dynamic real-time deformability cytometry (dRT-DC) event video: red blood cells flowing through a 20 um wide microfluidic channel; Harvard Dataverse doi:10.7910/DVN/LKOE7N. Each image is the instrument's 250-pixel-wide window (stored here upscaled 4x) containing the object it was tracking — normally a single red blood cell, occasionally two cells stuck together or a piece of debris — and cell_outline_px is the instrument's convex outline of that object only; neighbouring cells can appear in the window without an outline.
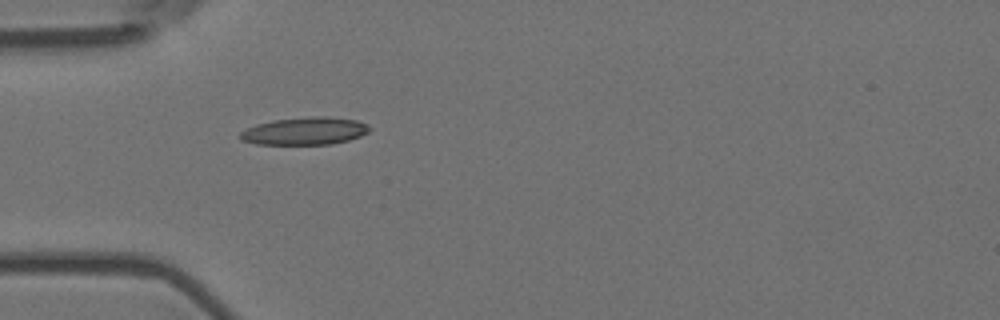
{"species": "Egyptian fruit bat (a non-hibernating species)", "species_latin": "Rousettus aegyptiacus", "temperature_condition": "room temperature", "stored_images_in_passage": 1, "camera_frame_rate_fps": 3000, "um_per_image_px": 0.085, "animal": {"sex": "female"}, "frame": {"image": 1, "passage_image": 1, "time_ms": 0.0, "image_size_px": [1000, 320], "cell_outline_px": [[372, 128], [368, 132], [360, 136], [348, 140], [332, 144], [256, 144], [240, 140], [240, 132], [256, 124], [272, 120], [312, 116], [324, 116], [356, 120], [368, 124]], "centroid_in_image_um": [25.92, 11.13], "position_along_channel_um": 59.1, "area_um2": 20.81}}